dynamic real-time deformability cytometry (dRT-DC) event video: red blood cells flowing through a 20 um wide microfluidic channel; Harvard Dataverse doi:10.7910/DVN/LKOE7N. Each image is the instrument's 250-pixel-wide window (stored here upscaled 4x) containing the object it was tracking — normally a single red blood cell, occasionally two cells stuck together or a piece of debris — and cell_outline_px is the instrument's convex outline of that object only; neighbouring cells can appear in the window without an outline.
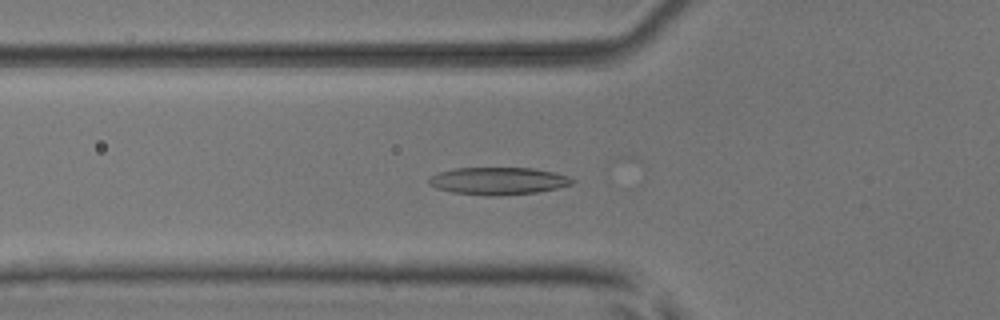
{"species": "common noctule bat (a hibernating species)", "species_latin": "Nyctalus noctula", "temperature_condition": "room temperature", "stored_images_in_passage": 39, "camera_frame_rate_fps": 3000, "um_per_image_px": 0.085, "animal": {"sex": "male", "body_mass_g": 17.9, "forearm_length_mm": 54.2}, "frame": {"image": 1, "passage_image": 6, "time_ms": 1.667, "image_size_px": [1000, 320], "cell_outline_px": [[576, 180], [572, 184], [556, 188], [536, 192], [500, 196], [488, 196], [452, 192], [436, 188], [428, 184], [428, 180], [432, 176], [440, 172], [456, 168], [532, 168], [552, 172], [568, 176]], "centroid_in_image_um": [42.34, 15.38], "position_along_channel_um": 83.5, "area_um2": 22.77}}
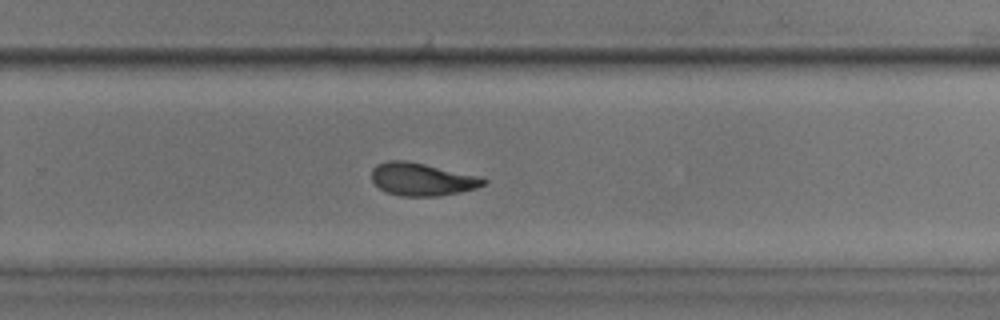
{"frame": {"image": 2, "passage_image": 22, "time_ms": 7.0, "image_size_px": [1000, 320], "cell_outline_px": [[488, 180], [484, 184], [476, 188], [460, 192], [440, 196], [400, 196], [388, 192], [380, 188], [372, 180], [372, 168], [376, 164], [388, 160], [404, 160], [424, 164], [476, 176]], "centroid_in_image_um": [35.83, 15.24], "position_along_channel_um": 294.0, "area_um2": 21.04}}
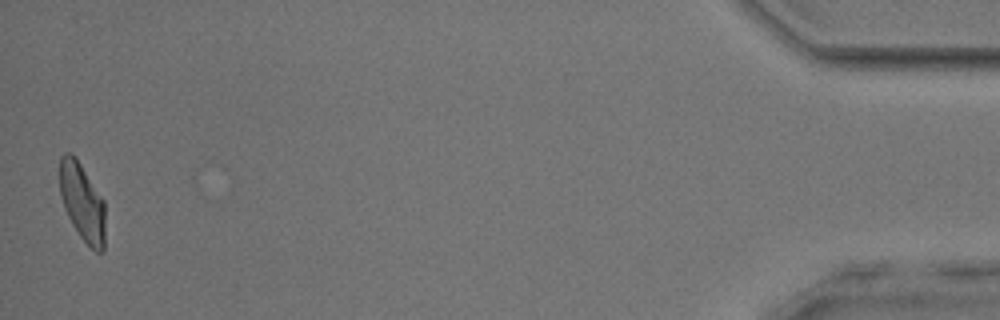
{"frame": {"image": 3, "passage_image": 39, "time_ms": 12.667, "image_size_px": [1000, 320], "cell_outline_px": [[104, 252], [96, 252], [80, 236], [72, 224], [64, 208], [60, 196], [60, 156], [64, 152], [68, 152], [76, 156], [104, 200]], "centroid_in_image_um": [6.98, 17.15], "position_along_channel_um": 428.2, "area_um2": 20.63}, "authors_computed_cell_mechanics": {"area_um2": 21.386, "velocity_mm_per_s": 3.9564, "shape_relaxation_time_tau1_ms": 3.7303, "shape_relaxation_time_tau2_ms": 2.8189, "deformation_change_tau1": 0.141, "deformation_change_tau2": 0.0914}}